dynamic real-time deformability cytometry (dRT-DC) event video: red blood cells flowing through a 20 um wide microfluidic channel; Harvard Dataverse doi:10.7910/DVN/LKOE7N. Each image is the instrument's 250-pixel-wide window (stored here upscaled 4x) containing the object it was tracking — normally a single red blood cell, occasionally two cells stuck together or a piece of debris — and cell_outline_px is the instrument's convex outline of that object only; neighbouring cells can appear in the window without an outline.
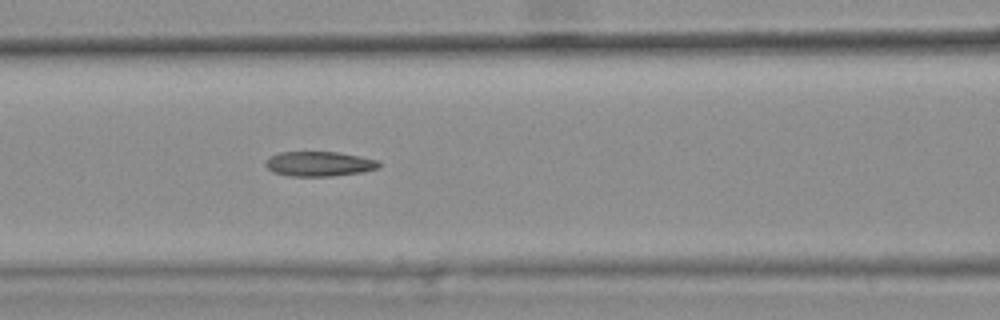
{"species": "common noctule bat (a hibernating species)", "species_latin": "Nyctalus noctula", "temperature_condition": "warm", "stored_images_in_passage": 43, "camera_frame_rate_fps": 3000, "um_per_image_px": 0.085, "animal": {"sex": "female", "body_mass_g": 25.1}, "frame": {"image": 1, "passage_image": 19, "time_ms": 6.0, "image_size_px": [1000, 320], "cell_outline_px": [[380, 168], [364, 172], [332, 176], [288, 176], [272, 172], [264, 164], [272, 156], [280, 152], [336, 152], [360, 156], [380, 160]], "centroid_in_image_um": [27.18, 13.94], "position_along_channel_um": 139.4, "area_um2": 16.47}, "authors_computed_cell_mechanics": {"area_um2": 16.6464, "velocity_mm_per_s": 3.8229, "shape_relaxation_time_tau1_ms": null, "shape_relaxation_time_tau2_ms": 3.7767, "deformation_change_tau1": null, "deformation_change_tau2": 0.1389}}